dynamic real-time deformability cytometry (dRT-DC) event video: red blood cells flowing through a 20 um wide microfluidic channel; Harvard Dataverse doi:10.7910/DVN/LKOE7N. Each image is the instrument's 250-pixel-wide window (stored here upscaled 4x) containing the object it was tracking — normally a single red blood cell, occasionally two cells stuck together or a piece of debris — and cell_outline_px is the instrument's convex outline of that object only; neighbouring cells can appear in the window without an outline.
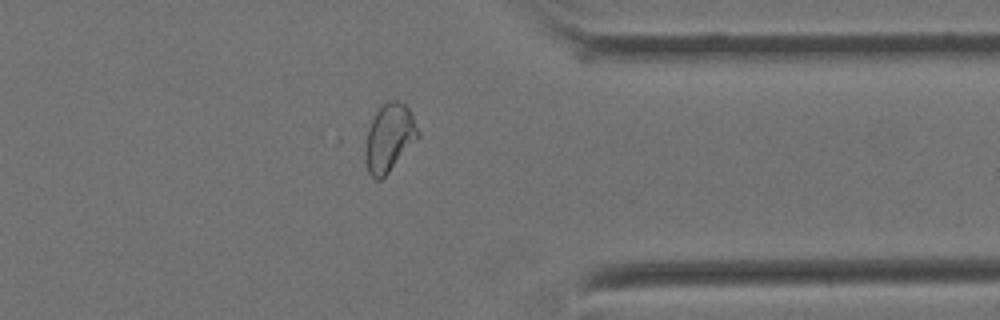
{"species": "Egyptian fruit bat (a non-hibernating species)", "species_latin": "Rousettus aegyptiacus", "temperature_condition": "cold", "stored_images_in_passage": 56, "camera_frame_rate_fps": 3000, "um_per_image_px": 0.085, "animal": {"sex": "female"}, "frame": {"image": 1, "passage_image": 44, "time_ms": 14.333, "image_size_px": [1000, 320], "cell_outline_px": [[420, 136], [388, 172], [380, 180], [376, 180], [368, 172], [364, 160], [364, 148], [368, 128], [380, 104], [388, 100], [396, 100], [404, 104], [408, 108], [420, 132]], "centroid_in_image_um": [33.06, 11.7], "position_along_channel_um": 378.3, "area_um2": 20.87}}